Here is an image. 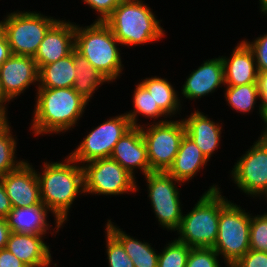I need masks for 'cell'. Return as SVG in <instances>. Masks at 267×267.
I'll return each mask as SVG.
<instances>
[{"mask_svg":"<svg viewBox=\"0 0 267 267\" xmlns=\"http://www.w3.org/2000/svg\"><path fill=\"white\" fill-rule=\"evenodd\" d=\"M43 172H37L42 203L55 217L59 229L68 219V212L78 195L85 194L82 165L69 155L64 162H44ZM39 173V174H38Z\"/></svg>","mask_w":267,"mask_h":267,"instance_id":"cell-1","label":"cell"},{"mask_svg":"<svg viewBox=\"0 0 267 267\" xmlns=\"http://www.w3.org/2000/svg\"><path fill=\"white\" fill-rule=\"evenodd\" d=\"M36 94L30 127L35 136L48 133L60 135V132L63 134L73 129L88 105V101L72 87L38 88Z\"/></svg>","mask_w":267,"mask_h":267,"instance_id":"cell-2","label":"cell"},{"mask_svg":"<svg viewBox=\"0 0 267 267\" xmlns=\"http://www.w3.org/2000/svg\"><path fill=\"white\" fill-rule=\"evenodd\" d=\"M147 3L123 0L104 21L122 46H137L159 41L165 35L163 26Z\"/></svg>","mask_w":267,"mask_h":267,"instance_id":"cell-3","label":"cell"},{"mask_svg":"<svg viewBox=\"0 0 267 267\" xmlns=\"http://www.w3.org/2000/svg\"><path fill=\"white\" fill-rule=\"evenodd\" d=\"M119 44L105 22L94 21L85 27L75 23L74 49L109 82L119 78L123 71Z\"/></svg>","mask_w":267,"mask_h":267,"instance_id":"cell-4","label":"cell"},{"mask_svg":"<svg viewBox=\"0 0 267 267\" xmlns=\"http://www.w3.org/2000/svg\"><path fill=\"white\" fill-rule=\"evenodd\" d=\"M228 202L220 187L212 185L192 210L183 214L176 238L191 248H213L218 236L220 209Z\"/></svg>","mask_w":267,"mask_h":267,"instance_id":"cell-5","label":"cell"},{"mask_svg":"<svg viewBox=\"0 0 267 267\" xmlns=\"http://www.w3.org/2000/svg\"><path fill=\"white\" fill-rule=\"evenodd\" d=\"M251 214L232 201L220 209L218 236L213 249L232 266L250 250Z\"/></svg>","mask_w":267,"mask_h":267,"instance_id":"cell-6","label":"cell"},{"mask_svg":"<svg viewBox=\"0 0 267 267\" xmlns=\"http://www.w3.org/2000/svg\"><path fill=\"white\" fill-rule=\"evenodd\" d=\"M35 11H14L0 21L12 55H36L46 32L57 21Z\"/></svg>","mask_w":267,"mask_h":267,"instance_id":"cell-7","label":"cell"},{"mask_svg":"<svg viewBox=\"0 0 267 267\" xmlns=\"http://www.w3.org/2000/svg\"><path fill=\"white\" fill-rule=\"evenodd\" d=\"M139 125L146 143L151 172H167L186 134L183 121L162 119L157 122L154 120L150 125L145 124V127Z\"/></svg>","mask_w":267,"mask_h":267,"instance_id":"cell-8","label":"cell"},{"mask_svg":"<svg viewBox=\"0 0 267 267\" xmlns=\"http://www.w3.org/2000/svg\"><path fill=\"white\" fill-rule=\"evenodd\" d=\"M84 192L97 195H121L139 191L137 180L111 157L82 165Z\"/></svg>","mask_w":267,"mask_h":267,"instance_id":"cell-9","label":"cell"},{"mask_svg":"<svg viewBox=\"0 0 267 267\" xmlns=\"http://www.w3.org/2000/svg\"><path fill=\"white\" fill-rule=\"evenodd\" d=\"M147 181L148 197L159 225L167 231H176L183 217L180 191L176 183L182 182L167 172H151L144 176Z\"/></svg>","mask_w":267,"mask_h":267,"instance_id":"cell-10","label":"cell"},{"mask_svg":"<svg viewBox=\"0 0 267 267\" xmlns=\"http://www.w3.org/2000/svg\"><path fill=\"white\" fill-rule=\"evenodd\" d=\"M132 128L126 114L110 117L92 129L69 156L81 165L111 156L115 144Z\"/></svg>","mask_w":267,"mask_h":267,"instance_id":"cell-11","label":"cell"},{"mask_svg":"<svg viewBox=\"0 0 267 267\" xmlns=\"http://www.w3.org/2000/svg\"><path fill=\"white\" fill-rule=\"evenodd\" d=\"M233 167L231 177L238 189L253 198L263 196L267 192V141L260 136Z\"/></svg>","mask_w":267,"mask_h":267,"instance_id":"cell-12","label":"cell"},{"mask_svg":"<svg viewBox=\"0 0 267 267\" xmlns=\"http://www.w3.org/2000/svg\"><path fill=\"white\" fill-rule=\"evenodd\" d=\"M27 160L14 171L2 176V181L13 208L43 204L36 170Z\"/></svg>","mask_w":267,"mask_h":267,"instance_id":"cell-13","label":"cell"},{"mask_svg":"<svg viewBox=\"0 0 267 267\" xmlns=\"http://www.w3.org/2000/svg\"><path fill=\"white\" fill-rule=\"evenodd\" d=\"M0 80L6 96L12 101L30 85L39 86V69L33 57L11 55L0 66ZM14 98V99H13Z\"/></svg>","mask_w":267,"mask_h":267,"instance_id":"cell-14","label":"cell"},{"mask_svg":"<svg viewBox=\"0 0 267 267\" xmlns=\"http://www.w3.org/2000/svg\"><path fill=\"white\" fill-rule=\"evenodd\" d=\"M75 45V24L57 20L46 32L34 56L38 69L69 55Z\"/></svg>","mask_w":267,"mask_h":267,"instance_id":"cell-15","label":"cell"},{"mask_svg":"<svg viewBox=\"0 0 267 267\" xmlns=\"http://www.w3.org/2000/svg\"><path fill=\"white\" fill-rule=\"evenodd\" d=\"M110 157L117 161L135 179V171L137 169H140L144 176L151 173L147 147L140 127H132L128 130L115 144Z\"/></svg>","mask_w":267,"mask_h":267,"instance_id":"cell-16","label":"cell"},{"mask_svg":"<svg viewBox=\"0 0 267 267\" xmlns=\"http://www.w3.org/2000/svg\"><path fill=\"white\" fill-rule=\"evenodd\" d=\"M224 82V66L222 58L207 59L196 70L189 74L181 89L185 99L196 100L214 93Z\"/></svg>","mask_w":267,"mask_h":267,"instance_id":"cell-17","label":"cell"},{"mask_svg":"<svg viewBox=\"0 0 267 267\" xmlns=\"http://www.w3.org/2000/svg\"><path fill=\"white\" fill-rule=\"evenodd\" d=\"M239 42L229 58L221 56L227 86L257 83L258 70L254 54L243 40Z\"/></svg>","mask_w":267,"mask_h":267,"instance_id":"cell-18","label":"cell"},{"mask_svg":"<svg viewBox=\"0 0 267 267\" xmlns=\"http://www.w3.org/2000/svg\"><path fill=\"white\" fill-rule=\"evenodd\" d=\"M44 236L11 232L6 248L27 267H49L52 256Z\"/></svg>","mask_w":267,"mask_h":267,"instance_id":"cell-19","label":"cell"},{"mask_svg":"<svg viewBox=\"0 0 267 267\" xmlns=\"http://www.w3.org/2000/svg\"><path fill=\"white\" fill-rule=\"evenodd\" d=\"M205 113L194 111L185 119H182L186 135L191 138L200 148L202 154L210 161L214 151L219 148L221 139V130L223 128L219 123L213 122Z\"/></svg>","mask_w":267,"mask_h":267,"instance_id":"cell-20","label":"cell"},{"mask_svg":"<svg viewBox=\"0 0 267 267\" xmlns=\"http://www.w3.org/2000/svg\"><path fill=\"white\" fill-rule=\"evenodd\" d=\"M208 161L200 148L185 134L174 162L167 173L184 183L193 179L202 167L206 166Z\"/></svg>","mask_w":267,"mask_h":267,"instance_id":"cell-21","label":"cell"},{"mask_svg":"<svg viewBox=\"0 0 267 267\" xmlns=\"http://www.w3.org/2000/svg\"><path fill=\"white\" fill-rule=\"evenodd\" d=\"M48 211L44 204L12 208L6 217L11 232L45 235L51 225L47 222Z\"/></svg>","mask_w":267,"mask_h":267,"instance_id":"cell-22","label":"cell"},{"mask_svg":"<svg viewBox=\"0 0 267 267\" xmlns=\"http://www.w3.org/2000/svg\"><path fill=\"white\" fill-rule=\"evenodd\" d=\"M106 223V229L122 244L134 267H157L159 253L148 242H142L126 234L114 225L111 219H108Z\"/></svg>","mask_w":267,"mask_h":267,"instance_id":"cell-23","label":"cell"},{"mask_svg":"<svg viewBox=\"0 0 267 267\" xmlns=\"http://www.w3.org/2000/svg\"><path fill=\"white\" fill-rule=\"evenodd\" d=\"M74 50L66 57L39 69L37 88H69L75 80Z\"/></svg>","mask_w":267,"mask_h":267,"instance_id":"cell-24","label":"cell"},{"mask_svg":"<svg viewBox=\"0 0 267 267\" xmlns=\"http://www.w3.org/2000/svg\"><path fill=\"white\" fill-rule=\"evenodd\" d=\"M74 65L76 75L72 88L89 102L95 91L99 89L103 83H109V81L75 49Z\"/></svg>","mask_w":267,"mask_h":267,"instance_id":"cell-25","label":"cell"},{"mask_svg":"<svg viewBox=\"0 0 267 267\" xmlns=\"http://www.w3.org/2000/svg\"><path fill=\"white\" fill-rule=\"evenodd\" d=\"M140 82L150 92L154 103H156L169 118L175 116L177 112H180L179 110H181L182 106L179 99L180 97H178L179 92L174 89L167 79L155 76L145 78Z\"/></svg>","mask_w":267,"mask_h":267,"instance_id":"cell-26","label":"cell"},{"mask_svg":"<svg viewBox=\"0 0 267 267\" xmlns=\"http://www.w3.org/2000/svg\"><path fill=\"white\" fill-rule=\"evenodd\" d=\"M133 110L125 113L129 118L132 127H139L137 121L138 116L142 115L150 119H157L160 117L167 118L168 116L154 103V99L148 89L139 82L133 93ZM138 114V115H137Z\"/></svg>","mask_w":267,"mask_h":267,"instance_id":"cell-27","label":"cell"},{"mask_svg":"<svg viewBox=\"0 0 267 267\" xmlns=\"http://www.w3.org/2000/svg\"><path fill=\"white\" fill-rule=\"evenodd\" d=\"M225 87V101L232 110L244 114L255 109L257 99H260L257 83Z\"/></svg>","mask_w":267,"mask_h":267,"instance_id":"cell-28","label":"cell"},{"mask_svg":"<svg viewBox=\"0 0 267 267\" xmlns=\"http://www.w3.org/2000/svg\"><path fill=\"white\" fill-rule=\"evenodd\" d=\"M9 121L0 129V176L19 168L24 162L16 160V137L12 135Z\"/></svg>","mask_w":267,"mask_h":267,"instance_id":"cell-29","label":"cell"},{"mask_svg":"<svg viewBox=\"0 0 267 267\" xmlns=\"http://www.w3.org/2000/svg\"><path fill=\"white\" fill-rule=\"evenodd\" d=\"M190 250L185 243L172 240L159 253L157 267H186Z\"/></svg>","mask_w":267,"mask_h":267,"instance_id":"cell-30","label":"cell"},{"mask_svg":"<svg viewBox=\"0 0 267 267\" xmlns=\"http://www.w3.org/2000/svg\"><path fill=\"white\" fill-rule=\"evenodd\" d=\"M105 233L109 267H134L122 244L107 229H105Z\"/></svg>","mask_w":267,"mask_h":267,"instance_id":"cell-31","label":"cell"},{"mask_svg":"<svg viewBox=\"0 0 267 267\" xmlns=\"http://www.w3.org/2000/svg\"><path fill=\"white\" fill-rule=\"evenodd\" d=\"M249 241L251 250L267 252V212L256 216L251 214Z\"/></svg>","mask_w":267,"mask_h":267,"instance_id":"cell-32","label":"cell"},{"mask_svg":"<svg viewBox=\"0 0 267 267\" xmlns=\"http://www.w3.org/2000/svg\"><path fill=\"white\" fill-rule=\"evenodd\" d=\"M219 260L213 248H191L186 267H221Z\"/></svg>","mask_w":267,"mask_h":267,"instance_id":"cell-33","label":"cell"},{"mask_svg":"<svg viewBox=\"0 0 267 267\" xmlns=\"http://www.w3.org/2000/svg\"><path fill=\"white\" fill-rule=\"evenodd\" d=\"M243 41L254 54L258 72L267 71V32L251 42L245 39Z\"/></svg>","mask_w":267,"mask_h":267,"instance_id":"cell-34","label":"cell"},{"mask_svg":"<svg viewBox=\"0 0 267 267\" xmlns=\"http://www.w3.org/2000/svg\"><path fill=\"white\" fill-rule=\"evenodd\" d=\"M92 10L97 11L98 18L95 21L104 22L123 0H82Z\"/></svg>","mask_w":267,"mask_h":267,"instance_id":"cell-35","label":"cell"},{"mask_svg":"<svg viewBox=\"0 0 267 267\" xmlns=\"http://www.w3.org/2000/svg\"><path fill=\"white\" fill-rule=\"evenodd\" d=\"M231 267H267V252L250 249Z\"/></svg>","mask_w":267,"mask_h":267,"instance_id":"cell-36","label":"cell"},{"mask_svg":"<svg viewBox=\"0 0 267 267\" xmlns=\"http://www.w3.org/2000/svg\"><path fill=\"white\" fill-rule=\"evenodd\" d=\"M257 85L259 90V114L265 122L267 120V71L258 72Z\"/></svg>","mask_w":267,"mask_h":267,"instance_id":"cell-37","label":"cell"},{"mask_svg":"<svg viewBox=\"0 0 267 267\" xmlns=\"http://www.w3.org/2000/svg\"><path fill=\"white\" fill-rule=\"evenodd\" d=\"M0 267H27L7 248L0 250Z\"/></svg>","mask_w":267,"mask_h":267,"instance_id":"cell-38","label":"cell"},{"mask_svg":"<svg viewBox=\"0 0 267 267\" xmlns=\"http://www.w3.org/2000/svg\"><path fill=\"white\" fill-rule=\"evenodd\" d=\"M12 205L10 202L9 197L7 196L2 176H0V218H6L8 216V213L12 209Z\"/></svg>","mask_w":267,"mask_h":267,"instance_id":"cell-39","label":"cell"},{"mask_svg":"<svg viewBox=\"0 0 267 267\" xmlns=\"http://www.w3.org/2000/svg\"><path fill=\"white\" fill-rule=\"evenodd\" d=\"M12 55L6 36L0 26V66Z\"/></svg>","mask_w":267,"mask_h":267,"instance_id":"cell-40","label":"cell"},{"mask_svg":"<svg viewBox=\"0 0 267 267\" xmlns=\"http://www.w3.org/2000/svg\"><path fill=\"white\" fill-rule=\"evenodd\" d=\"M10 234L6 218H0V250L6 248Z\"/></svg>","mask_w":267,"mask_h":267,"instance_id":"cell-41","label":"cell"},{"mask_svg":"<svg viewBox=\"0 0 267 267\" xmlns=\"http://www.w3.org/2000/svg\"><path fill=\"white\" fill-rule=\"evenodd\" d=\"M9 101L11 100L6 96V93L2 87V83L0 80V111L4 112L5 114H7L6 105H8L6 103H10Z\"/></svg>","mask_w":267,"mask_h":267,"instance_id":"cell-42","label":"cell"},{"mask_svg":"<svg viewBox=\"0 0 267 267\" xmlns=\"http://www.w3.org/2000/svg\"><path fill=\"white\" fill-rule=\"evenodd\" d=\"M8 115L0 111V129L8 122Z\"/></svg>","mask_w":267,"mask_h":267,"instance_id":"cell-43","label":"cell"},{"mask_svg":"<svg viewBox=\"0 0 267 267\" xmlns=\"http://www.w3.org/2000/svg\"><path fill=\"white\" fill-rule=\"evenodd\" d=\"M259 5H260V9H261V12H263V15L267 14V0H259Z\"/></svg>","mask_w":267,"mask_h":267,"instance_id":"cell-44","label":"cell"},{"mask_svg":"<svg viewBox=\"0 0 267 267\" xmlns=\"http://www.w3.org/2000/svg\"><path fill=\"white\" fill-rule=\"evenodd\" d=\"M264 124H265V129H264V131L261 133V137H262L265 141H267V120L264 122Z\"/></svg>","mask_w":267,"mask_h":267,"instance_id":"cell-45","label":"cell"},{"mask_svg":"<svg viewBox=\"0 0 267 267\" xmlns=\"http://www.w3.org/2000/svg\"><path fill=\"white\" fill-rule=\"evenodd\" d=\"M261 197H264V199L266 200L267 199V192L263 195V196H261ZM266 197V198H265ZM267 201V200H266Z\"/></svg>","mask_w":267,"mask_h":267,"instance_id":"cell-46","label":"cell"}]
</instances>
